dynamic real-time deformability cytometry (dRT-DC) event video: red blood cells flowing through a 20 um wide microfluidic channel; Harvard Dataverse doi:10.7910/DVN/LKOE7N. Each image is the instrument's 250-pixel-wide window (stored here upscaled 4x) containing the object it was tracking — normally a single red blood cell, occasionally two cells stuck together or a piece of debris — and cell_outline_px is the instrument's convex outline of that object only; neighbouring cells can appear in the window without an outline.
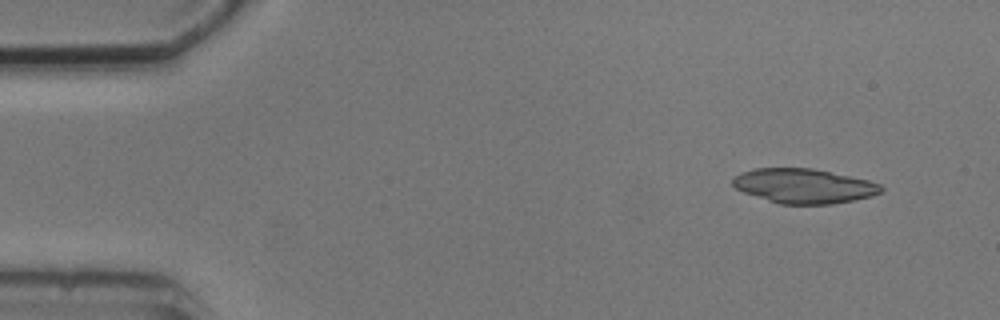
{"species": "common noctule bat (a hibernating species)", "species_latin": "Nyctalus noctula", "temperature_condition": "cold", "stored_images_in_passage": 6, "camera_frame_rate_fps": 3000, "um_per_image_px": 0.085, "animal": {"sex": "male", "body_mass_g": 20.5, "forearm_length_mm": 52.5}, "frame": {"image": 1, "passage_image": 2, "time_ms": 1.333, "image_size_px": [1000, 320], "cell_outline_px": [[884, 188], [880, 192], [872, 196], [832, 204], [780, 204], [744, 192], [736, 188], [732, 184], [732, 180], [740, 172], [756, 168], [812, 168], [868, 180], [880, 184]], "centroid_in_image_um": [68.32, 15.8], "position_along_channel_um": 16.7, "area_um2": 29.65}}